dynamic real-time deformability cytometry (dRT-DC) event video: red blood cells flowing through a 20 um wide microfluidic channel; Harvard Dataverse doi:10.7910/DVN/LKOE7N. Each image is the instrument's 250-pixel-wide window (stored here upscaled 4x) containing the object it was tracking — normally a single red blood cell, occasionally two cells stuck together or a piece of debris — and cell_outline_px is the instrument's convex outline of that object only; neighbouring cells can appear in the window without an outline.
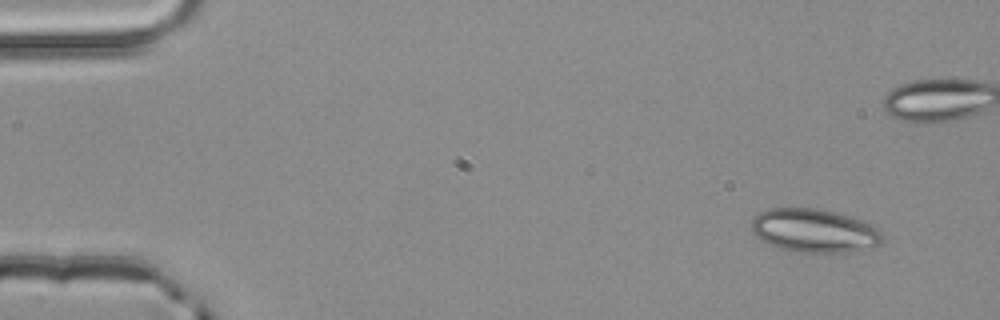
{"species": "common noctule bat (a hibernating species)", "species_latin": "Nyctalus noctula", "temperature_condition": "room temperature", "stored_images_in_passage": 2, "camera_frame_rate_fps": 3000, "um_per_image_px": 0.085, "animal": {"sex": "male", "body_mass_g": 20.4}, "frame": {"image": 1, "passage_image": 1, "time_ms": 0.0, "image_size_px": [1000, 320], "cell_outline_px": [[884, 240], [880, 244], [844, 252], [800, 252], [780, 248], [768, 244], [760, 240], [752, 232], [752, 220], [760, 212], [768, 208], [812, 208], [832, 212], [848, 216], [872, 224], [880, 228], [884, 232]], "centroid_in_image_um": [69.21, 19.6], "position_along_channel_um": 15.8, "area_um2": 33.0}}